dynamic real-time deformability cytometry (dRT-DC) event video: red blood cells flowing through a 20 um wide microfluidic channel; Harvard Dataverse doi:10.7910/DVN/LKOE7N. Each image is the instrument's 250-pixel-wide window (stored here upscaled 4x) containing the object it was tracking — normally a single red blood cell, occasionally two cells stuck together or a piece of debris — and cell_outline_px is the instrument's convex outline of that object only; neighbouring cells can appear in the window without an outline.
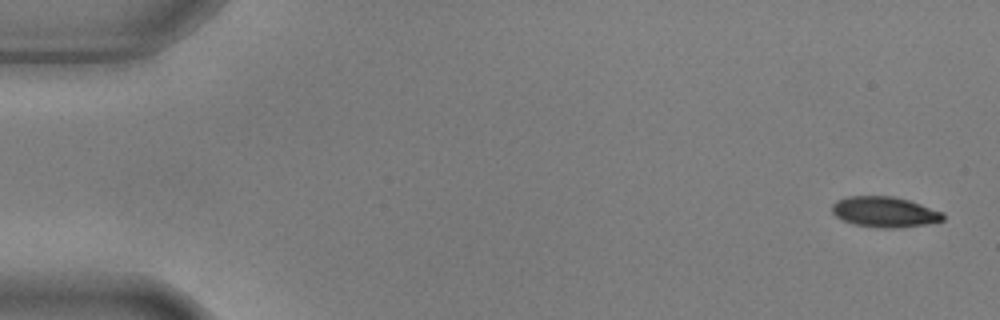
{"species": "common noctule bat (a hibernating species)", "species_latin": "Nyctalus noctula", "temperature_condition": "warm", "stored_images_in_passage": 5, "camera_frame_rate_fps": 3000, "um_per_image_px": 0.085, "animal": {"sex": "male", "body_mass_g": 17.9, "forearm_length_mm": 54.2}, "frame": {"image": 1, "passage_image": 1, "time_ms": 0.0, "image_size_px": [1000, 320], "cell_outline_px": [[944, 220], [928, 224], [900, 228], [880, 228], [856, 224], [844, 220], [836, 216], [832, 212], [832, 204], [836, 200], [848, 196], [896, 196], [944, 212]], "centroid_in_image_um": [75.22, 18.01], "position_along_channel_um": 9.8, "area_um2": 19.83}}